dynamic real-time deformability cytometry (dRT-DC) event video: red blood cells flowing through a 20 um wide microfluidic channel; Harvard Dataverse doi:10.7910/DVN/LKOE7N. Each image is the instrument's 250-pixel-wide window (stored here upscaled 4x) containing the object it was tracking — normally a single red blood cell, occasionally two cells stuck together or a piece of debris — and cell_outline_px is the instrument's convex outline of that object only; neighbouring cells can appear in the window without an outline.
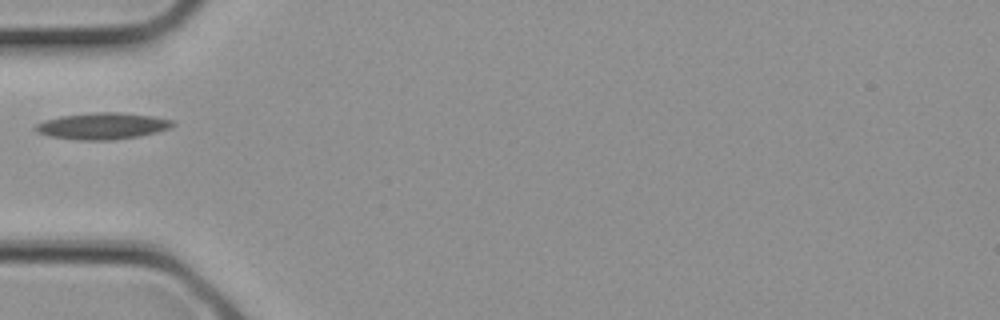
{"species": "common noctule bat (a hibernating species)", "species_latin": "Nyctalus noctula", "temperature_condition": "cold", "stored_images_in_passage": 4, "camera_frame_rate_fps": 3000, "um_per_image_px": 0.085, "animal": {"sex": "female", "body_mass_g": 21.9}, "frame": {"image": 1, "passage_image": 4, "time_ms": 1.0, "image_size_px": [1000, 320], "cell_outline_px": [[176, 124], [168, 128], [156, 132], [140, 136], [112, 140], [80, 140], [48, 136], [36, 132], [32, 128], [36, 124], [44, 120], [64, 116], [92, 112], [116, 112], [152, 116], [172, 120]], "centroid_in_image_um": [8.67, 10.71], "position_along_channel_um": 76.3, "area_um2": 21.15}}